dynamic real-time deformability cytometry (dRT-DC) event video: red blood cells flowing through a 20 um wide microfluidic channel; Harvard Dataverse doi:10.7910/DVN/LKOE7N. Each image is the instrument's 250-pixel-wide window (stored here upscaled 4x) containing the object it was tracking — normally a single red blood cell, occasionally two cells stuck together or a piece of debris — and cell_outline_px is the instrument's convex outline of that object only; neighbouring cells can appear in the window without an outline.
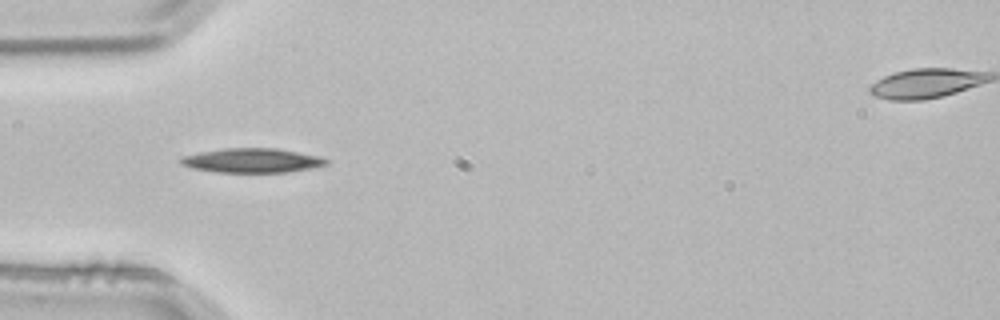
{"species": "common noctule bat (a hibernating species)", "species_latin": "Nyctalus noctula", "temperature_condition": "room temperature", "stored_images_in_passage": 1, "camera_frame_rate_fps": 3000, "um_per_image_px": 0.085, "animal": {"sex": "male", "body_mass_g": 21.5, "forearm_length_mm": 52.0}, "frame": {"image": 1, "passage_image": 1, "time_ms": 0.0, "image_size_px": [1000, 320], "cell_outline_px": [[328, 164], [288, 172], [216, 172], [192, 168], [180, 164], [176, 160], [180, 156], [200, 152], [224, 148], [276, 148], [320, 156], [328, 160]], "centroid_in_image_um": [21.35, 13.63], "position_along_channel_um": 63.6, "area_um2": 20.69}}